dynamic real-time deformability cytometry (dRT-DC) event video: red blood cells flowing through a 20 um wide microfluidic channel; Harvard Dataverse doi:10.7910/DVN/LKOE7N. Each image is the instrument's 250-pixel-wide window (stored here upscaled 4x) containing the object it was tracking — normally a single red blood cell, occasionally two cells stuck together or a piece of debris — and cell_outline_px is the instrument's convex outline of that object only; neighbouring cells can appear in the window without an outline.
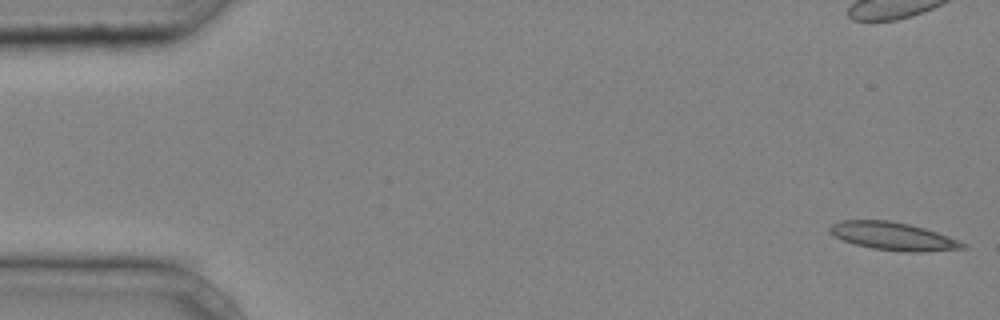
{"species": "common noctule bat (a hibernating species)", "species_latin": "Nyctalus noctula", "temperature_condition": "cold", "stored_images_in_passage": 45, "camera_frame_rate_fps": 3000, "um_per_image_px": 0.085, "animal": {"sex": "male", "body_mass_g": 20.4}, "frame": {"image": 1, "passage_image": 1, "time_ms": 0.0, "image_size_px": [1000, 320], "cell_outline_px": [[968, 248], [916, 252], [908, 252], [872, 248], [856, 244], [844, 240], [836, 236], [828, 228], [832, 224], [840, 220], [888, 220], [908, 224], [924, 228], [948, 236], [968, 244]], "centroid_in_image_um": [75.95, 20.07], "position_along_channel_um": 9.0, "area_um2": 21.33}}